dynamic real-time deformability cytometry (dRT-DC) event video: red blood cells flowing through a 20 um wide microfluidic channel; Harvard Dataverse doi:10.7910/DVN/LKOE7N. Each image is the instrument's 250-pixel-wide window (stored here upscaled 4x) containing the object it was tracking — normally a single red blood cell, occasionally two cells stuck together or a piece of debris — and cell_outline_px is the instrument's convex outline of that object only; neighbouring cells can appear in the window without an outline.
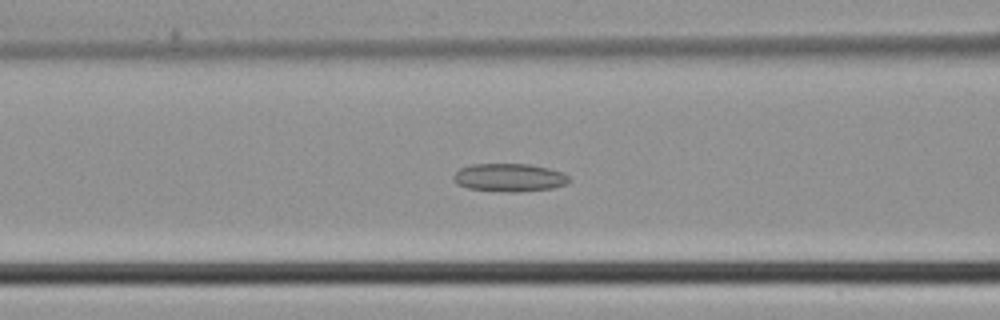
{"species": "common noctule bat (a hibernating species)", "species_latin": "Nyctalus noctula", "temperature_condition": "cold", "stored_images_in_passage": 45, "camera_frame_rate_fps": 3000, "um_per_image_px": 0.085, "animal": {"sex": "male", "body_mass_g": 21.5, "forearm_length_mm": 52.0}, "frame": {"image": 1, "passage_image": 18, "time_ms": 5.667, "image_size_px": [1000, 320], "cell_outline_px": [[572, 180], [568, 184], [552, 188], [516, 192], [508, 192], [468, 188], [456, 184], [452, 176], [460, 168], [472, 164], [528, 164], [548, 168], [564, 172]], "centroid_in_image_um": [43.32, 15.09], "position_along_channel_um": 123.3, "area_um2": 19.02}}
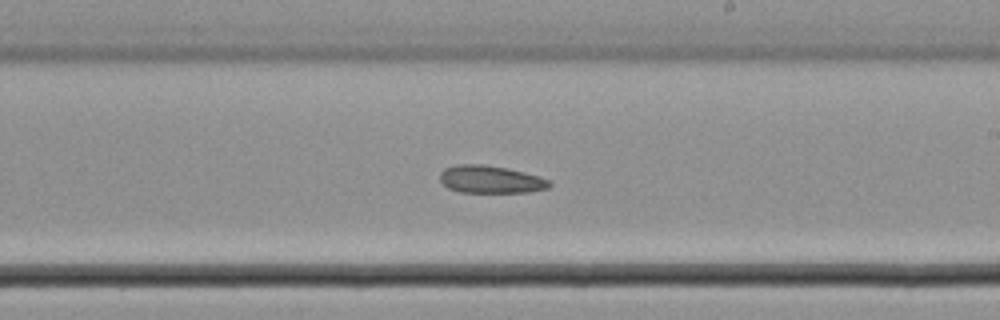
{"frame": {"image": 2, "passage_image": 26, "time_ms": 8.333, "image_size_px": [1000, 320], "cell_outline_px": [[552, 184], [548, 188], [528, 192], [460, 192], [448, 188], [440, 180], [440, 172], [444, 168], [456, 164], [484, 164], [524, 172], [540, 176], [548, 180]], "centroid_in_image_um": [41.68, 15.24], "position_along_channel_um": 247.3, "area_um2": 17.57}}
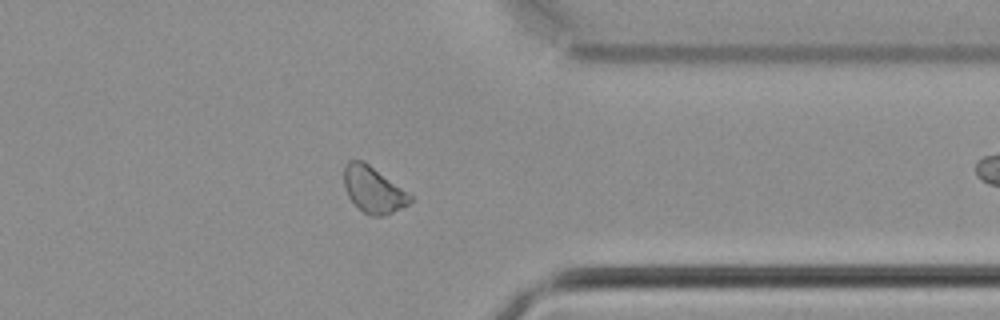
{"frame": {"image": 3, "passage_image": 35, "time_ms": 11.333, "image_size_px": [1000, 320], "cell_outline_px": [[412, 200], [408, 204], [384, 216], [372, 216], [364, 212], [348, 196], [344, 184], [344, 168], [348, 160], [364, 160], [408, 192], [412, 196]], "centroid_in_image_um": [31.73, 16.1], "position_along_channel_um": 379.7, "area_um2": 17.63}}